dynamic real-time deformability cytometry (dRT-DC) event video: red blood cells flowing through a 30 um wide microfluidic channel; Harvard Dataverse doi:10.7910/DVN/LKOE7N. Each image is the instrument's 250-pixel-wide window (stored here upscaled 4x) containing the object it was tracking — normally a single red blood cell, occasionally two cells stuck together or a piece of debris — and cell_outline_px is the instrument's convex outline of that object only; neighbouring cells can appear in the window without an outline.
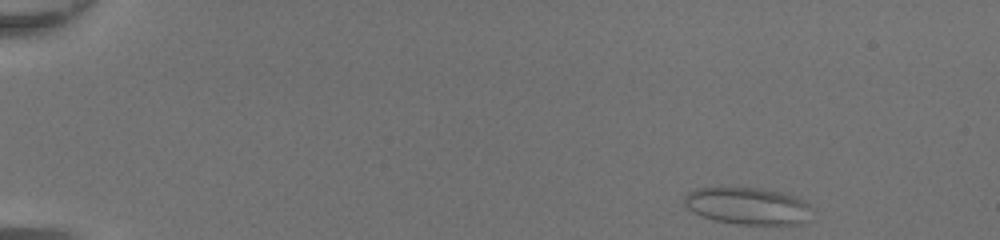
{"species": "common noctule bat (a hibernating species)", "species_latin": "Nyctalus noctula", "temperature_condition": "room temperature", "stored_images_in_passage": 44, "camera_frame_rate_fps": 3000, "um_per_image_px": 0.085, "animal": {"sex": "female", "body_mass_g": 20.0, "forearm_length_mm": 54.0}, "frame": {"image": 1, "passage_image": 1, "time_ms": 0.0, "image_size_px": [1000, 240], "cell_outline_px": [[808, 208], [804, 220], [800, 224], [740, 224], [716, 220], [700, 216], [692, 212], [684, 204], [684, 196], [688, 192], [696, 188], [720, 184], [760, 188], [788, 192], [804, 200], [808, 204]], "centroid_in_image_um": [63.44, 17.43], "position_along_channel_um": 21.6, "area_um2": 28.26}}
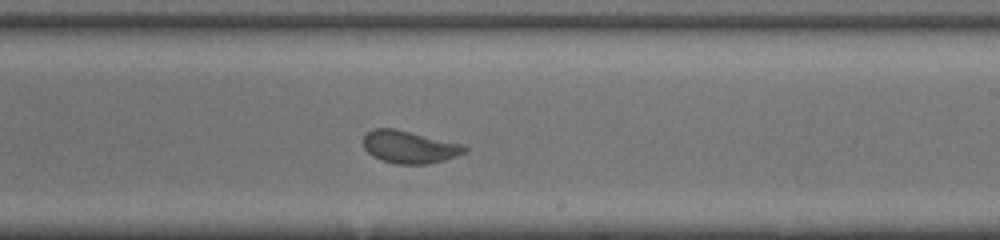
{"frame": {"image": 2, "passage_image": 26, "time_ms": 8.333, "image_size_px": [1000, 240], "cell_outline_px": [[468, 152], [444, 160], [428, 164], [396, 164], [380, 160], [372, 156], [364, 148], [364, 136], [372, 128], [396, 128], [464, 144], [468, 148]], "centroid_in_image_um": [34.82, 12.49], "position_along_channel_um": 254.2, "area_um2": 19.48}}
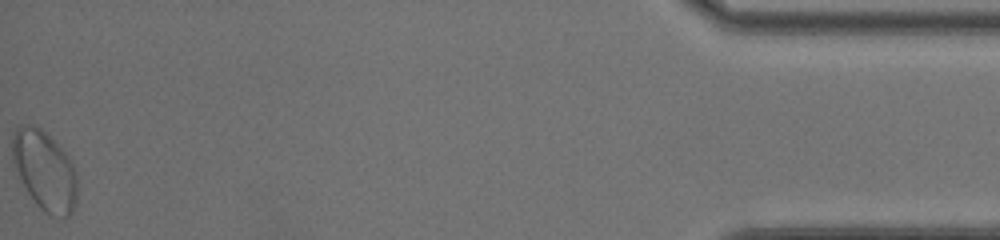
{"frame": {"image": 3, "passage_image": 44, "time_ms": 14.333, "image_size_px": [1000, 240], "cell_outline_px": [[76, 204], [72, 212], [68, 216], [60, 220], [48, 216], [36, 204], [20, 180], [12, 164], [12, 132], [20, 124], [32, 124], [40, 128], [68, 156], [72, 164], [76, 176]], "centroid_in_image_um": [3.76, 14.54], "position_along_channel_um": 431.4, "area_um2": 30.35}, "authors_computed_cell_mechanics": {"area_um2": 20.6635, "velocity_mm_per_s": 4.3238, "shape_relaxation_time_tau1_ms": 7.2464, "shape_relaxation_time_tau2_ms": null, "deformation_change_tau1": 0.1798, "deformation_change_tau2": null}}